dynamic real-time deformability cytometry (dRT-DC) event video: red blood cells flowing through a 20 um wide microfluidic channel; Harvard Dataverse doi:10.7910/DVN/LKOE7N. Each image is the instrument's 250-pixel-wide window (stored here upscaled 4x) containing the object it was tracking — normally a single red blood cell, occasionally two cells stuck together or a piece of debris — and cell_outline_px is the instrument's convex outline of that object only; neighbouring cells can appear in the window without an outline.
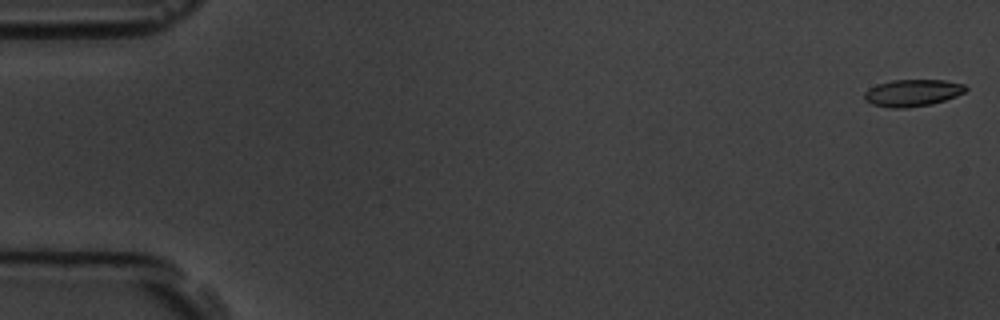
{"species": "common noctule bat (a hibernating species)", "species_latin": "Nyctalus noctula", "temperature_condition": "room temperature", "stored_images_in_passage": 58, "camera_frame_rate_fps": 3000, "um_per_image_px": 0.085, "animal": {"sex": "male", "body_mass_g": 19.5, "forearm_length_mm": 54.6}, "frame": {"image": 1, "passage_image": 1, "time_ms": 0.0, "image_size_px": [1000, 320], "cell_outline_px": [[968, 88], [964, 92], [956, 96], [932, 104], [904, 108], [892, 108], [872, 104], [864, 100], [864, 92], [868, 88], [876, 84], [892, 80], [944, 80], [964, 84]], "centroid_in_image_um": [77.53, 7.89], "position_along_channel_um": 7.5, "area_um2": 15.95}}
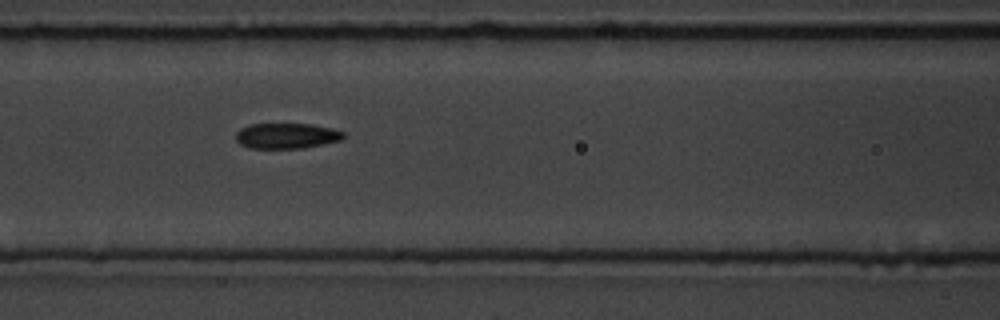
{"frame": {"image": 2, "passage_image": 25, "time_ms": 8.0, "image_size_px": [1000, 320], "cell_outline_px": [[344, 136], [340, 140], [300, 148], [248, 148], [240, 144], [236, 140], [236, 132], [240, 128], [248, 124], [312, 124], [332, 128], [344, 132]], "centroid_in_image_um": [24.31, 11.53], "position_along_channel_um": 142.3, "area_um2": 15.9}}
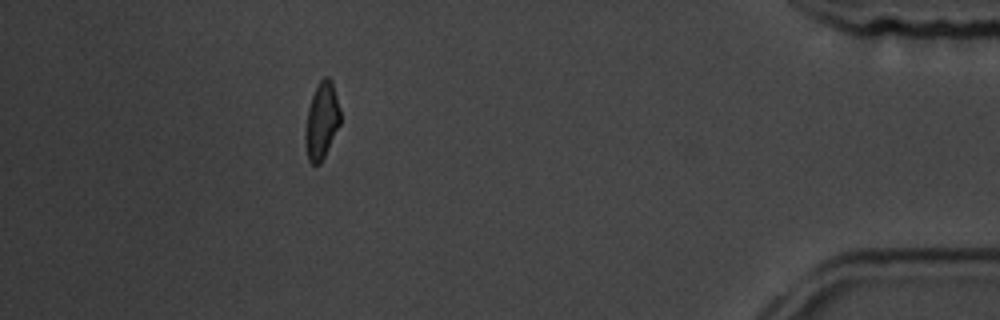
{"frame": {"image": 3, "passage_image": 52, "time_ms": 17.0, "image_size_px": [1000, 320], "cell_outline_px": [[340, 124], [320, 164], [312, 164], [308, 160], [304, 140], [304, 136], [308, 108], [312, 96], [320, 80], [324, 76], [328, 76], [332, 80], [340, 108]], "centroid_in_image_um": [27.34, 10.25], "position_along_channel_um": 407.9, "area_um2": 15.61}, "authors_computed_cell_mechanics": {"area_um2": 16.184, "velocity_mm_per_s": 3.5418, "shape_relaxation_time_tau1_ms": 4.7076, "shape_relaxation_time_tau2_ms": 3.243, "deformation_change_tau1": 0.1333, "deformation_change_tau2": 0.0832}}